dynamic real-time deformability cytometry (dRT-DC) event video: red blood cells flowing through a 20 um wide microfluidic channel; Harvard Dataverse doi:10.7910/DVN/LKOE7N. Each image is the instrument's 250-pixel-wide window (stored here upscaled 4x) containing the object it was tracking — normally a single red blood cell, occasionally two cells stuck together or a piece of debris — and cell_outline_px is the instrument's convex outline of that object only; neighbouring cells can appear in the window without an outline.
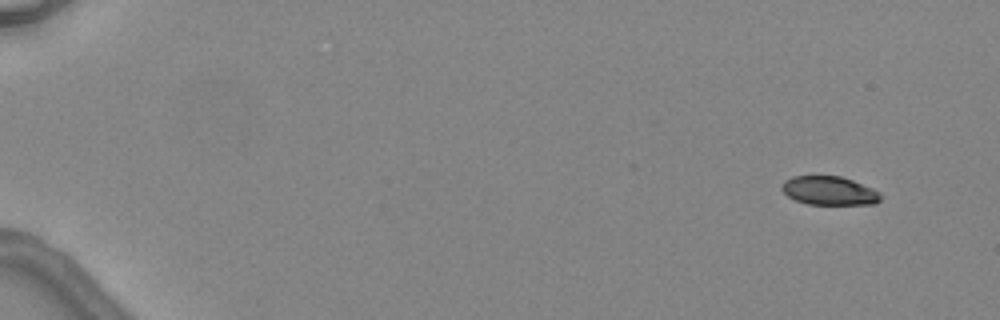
{"species": "common noctule bat (a hibernating species)", "species_latin": "Nyctalus noctula", "temperature_condition": "warm", "stored_images_in_passage": 4, "camera_frame_rate_fps": 3000, "um_per_image_px": 0.085, "animal": {"sex": "female", "body_mass_g": 24.6, "forearm_length_mm": 56.2}, "frame": {"image": 1, "passage_image": 1, "time_ms": 0.0, "image_size_px": [1000, 320], "cell_outline_px": [[880, 200], [876, 204], [808, 204], [796, 200], [788, 196], [780, 188], [784, 180], [792, 176], [840, 176], [852, 180], [872, 188], [880, 192]], "centroid_in_image_um": [70.47, 16.2], "position_along_channel_um": 14.5, "area_um2": 16.47}}